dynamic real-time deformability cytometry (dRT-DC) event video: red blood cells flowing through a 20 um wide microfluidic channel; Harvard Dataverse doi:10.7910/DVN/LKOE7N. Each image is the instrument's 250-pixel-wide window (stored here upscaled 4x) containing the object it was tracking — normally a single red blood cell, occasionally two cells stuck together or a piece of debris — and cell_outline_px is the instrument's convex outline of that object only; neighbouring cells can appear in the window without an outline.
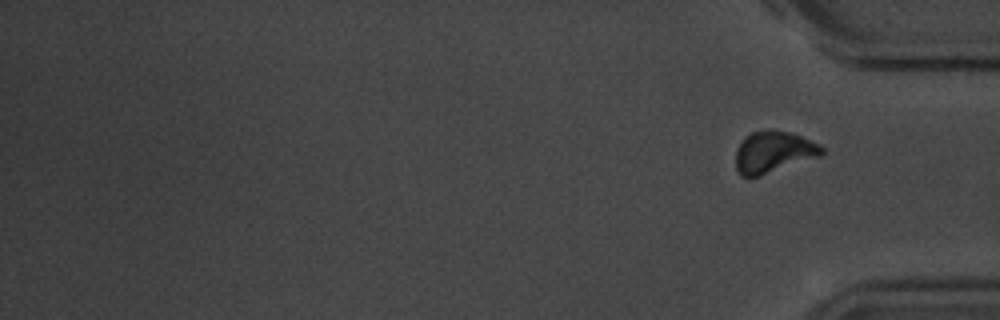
{"species": "common noctule bat (a hibernating species)", "species_latin": "Nyctalus noctula", "temperature_condition": "room temperature", "stored_images_in_passage": 15, "segment_of_instrument_passage": [2, 2], "camera_frame_rate_fps": 3000, "um_per_image_px": 0.085, "animal": {"sex": "male", "body_mass_g": 20.1, "forearm_length_mm": 53.5}, "frame": {"image": 1, "passage_image": 15, "time_ms": 4.667, "image_size_px": [1000, 320], "cell_outline_px": [[824, 152], [820, 156], [760, 176], [740, 176], [736, 168], [736, 148], [744, 136], [752, 132], [772, 128], [788, 132], [800, 136], [820, 144], [824, 148]], "centroid_in_image_um": [65.72, 12.9], "position_along_channel_um": 369.5, "area_um2": 20.98}}